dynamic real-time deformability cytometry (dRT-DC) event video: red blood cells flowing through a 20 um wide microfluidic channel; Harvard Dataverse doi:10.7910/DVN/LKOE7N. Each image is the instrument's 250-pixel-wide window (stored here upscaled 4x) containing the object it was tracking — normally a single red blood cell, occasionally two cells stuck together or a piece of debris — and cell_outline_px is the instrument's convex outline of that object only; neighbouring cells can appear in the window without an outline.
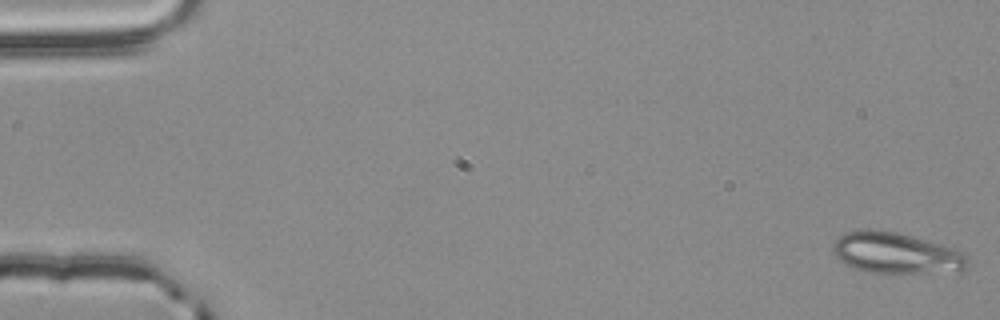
{"species": "common noctule bat (a hibernating species)", "species_latin": "Nyctalus noctula", "temperature_condition": "room temperature", "stored_images_in_passage": 56, "camera_frame_rate_fps": 3000, "um_per_image_px": 0.085, "animal": {"sex": "male", "body_mass_g": 20.4}, "frame": {"image": 1, "passage_image": 1, "time_ms": 0.0, "image_size_px": [1000, 320], "cell_outline_px": [[968, 264], [964, 272], [872, 272], [856, 268], [844, 264], [832, 252], [832, 244], [844, 232], [868, 228], [896, 232], [912, 236], [956, 248], [968, 256]], "centroid_in_image_um": [76.19, 21.5], "position_along_channel_um": 8.8, "area_um2": 32.31}}
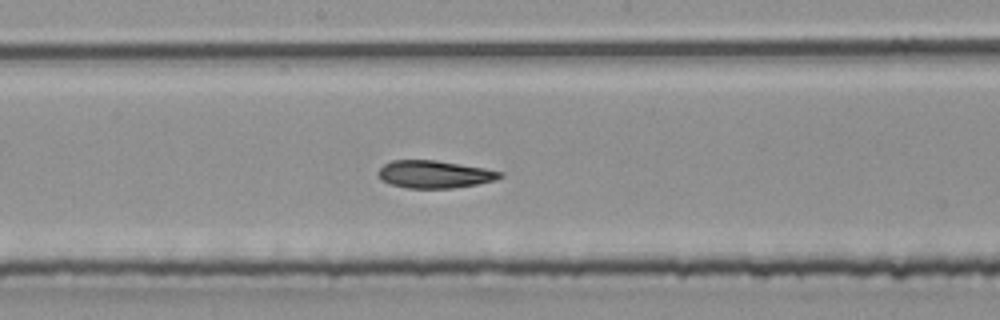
{"frame": {"image": 2, "passage_image": 30, "time_ms": 9.667, "image_size_px": [1000, 320], "cell_outline_px": [[504, 176], [496, 180], [476, 184], [452, 188], [408, 188], [392, 184], [384, 180], [376, 172], [384, 164], [392, 160], [436, 160], [484, 168], [504, 172]], "centroid_in_image_um": [36.97, 14.81], "position_along_channel_um": 211.2, "area_um2": 19.42}}
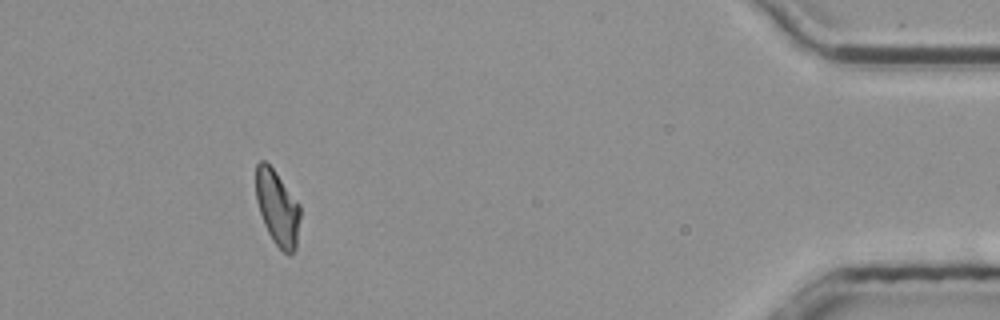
{"frame": {"image": 3, "passage_image": 51, "time_ms": 16.667, "image_size_px": [1000, 320], "cell_outline_px": [[300, 216], [296, 248], [288, 256], [272, 240], [264, 224], [256, 200], [256, 164], [260, 160], [264, 160], [276, 172], [300, 204]], "centroid_in_image_um": [23.58, 17.66], "position_along_channel_um": 411.6, "area_um2": 19.31}, "authors_computed_cell_mechanics": {"area_um2": 20.3745, "velocity_mm_per_s": 3.7651, "shape_relaxation_time_tau1_ms": null, "shape_relaxation_time_tau2_ms": 4.2521, "deformation_change_tau1": null, "deformation_change_tau2": 0.106}}